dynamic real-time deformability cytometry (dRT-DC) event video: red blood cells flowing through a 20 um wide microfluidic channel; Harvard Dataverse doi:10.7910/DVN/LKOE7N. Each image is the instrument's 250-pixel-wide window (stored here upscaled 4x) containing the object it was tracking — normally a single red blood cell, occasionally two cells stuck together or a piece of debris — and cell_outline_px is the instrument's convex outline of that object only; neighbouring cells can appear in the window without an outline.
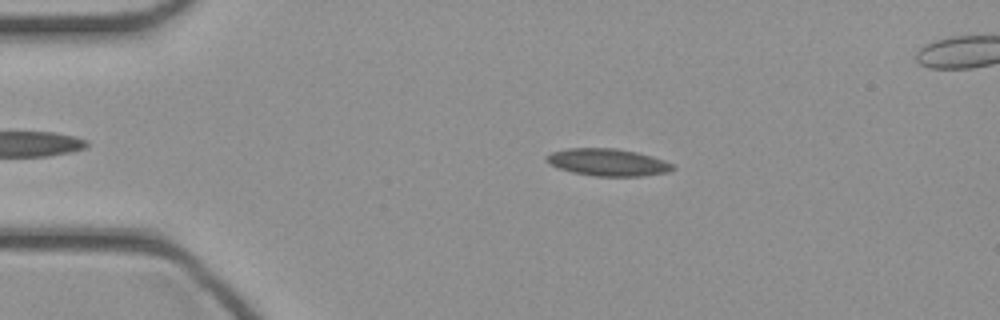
{"species": "common noctule bat (a hibernating species)", "species_latin": "Nyctalus noctula", "temperature_condition": "cold", "stored_images_in_passage": 39, "camera_frame_rate_fps": 3000, "um_per_image_px": 0.085, "animal": {"sex": "female", "body_mass_g": 21.9}, "frame": {"image": 1, "passage_image": 8, "time_ms": 2.333, "image_size_px": [1000, 320], "cell_outline_px": [[676, 168], [668, 172], [640, 176], [596, 176], [572, 172], [560, 168], [544, 160], [544, 156], [552, 152], [568, 148], [616, 148], [636, 152], [652, 156], [664, 160], [672, 164]], "centroid_in_image_um": [51.66, 13.79], "position_along_channel_um": 33.3, "area_um2": 19.94}}
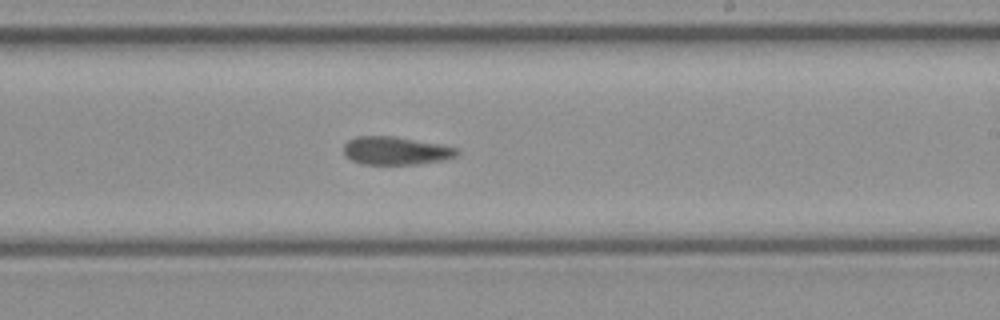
{"frame": {"image": 2, "passage_image": 26, "time_ms": 8.333, "image_size_px": [1000, 320], "cell_outline_px": [[460, 152], [456, 156], [440, 160], [420, 164], [364, 164], [352, 160], [344, 156], [344, 144], [348, 140], [356, 136], [396, 136], [440, 144], [456, 148]], "centroid_in_image_um": [33.61, 12.8], "position_along_channel_um": 255.4, "area_um2": 18.55}}
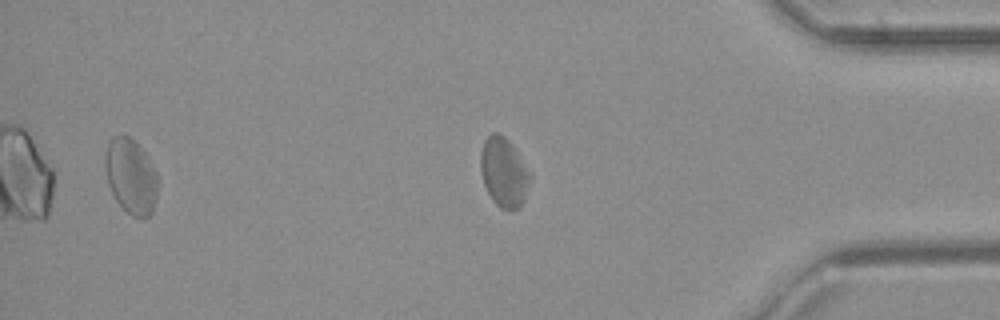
{"frame": {"image": 3, "passage_image": 37, "time_ms": 12.0, "image_size_px": [1000, 320], "cell_outline_px": [[156, 196], [152, 212], [144, 220], [132, 216], [116, 200], [108, 184], [104, 164], [104, 160], [108, 144], [112, 136], [128, 136], [136, 140], [144, 152], [156, 172]], "centroid_in_image_um": [11.11, 14.98], "position_along_channel_um": 424.1, "area_um2": 22.83}}